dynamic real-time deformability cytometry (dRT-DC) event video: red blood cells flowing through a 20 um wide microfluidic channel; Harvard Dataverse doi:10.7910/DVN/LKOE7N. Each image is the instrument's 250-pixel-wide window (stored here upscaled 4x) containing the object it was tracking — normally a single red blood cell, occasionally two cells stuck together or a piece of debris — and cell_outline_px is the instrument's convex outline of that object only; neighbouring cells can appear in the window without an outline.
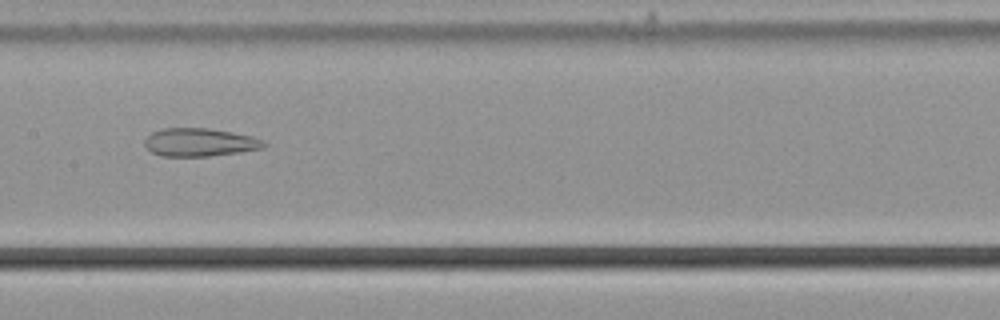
{"species": "common noctule bat (a hibernating species)", "species_latin": "Nyctalus noctula", "temperature_condition": "cold", "stored_images_in_passage": 49, "camera_frame_rate_fps": 3000, "um_per_image_px": 0.085, "animal": {"sex": "male", "body_mass_g": 21.5, "forearm_length_mm": 52.0}, "frame": {"image": 1, "passage_image": 28, "time_ms": 9.0, "image_size_px": [1000, 320], "cell_outline_px": [[268, 144], [264, 148], [240, 152], [208, 156], [160, 156], [152, 152], [144, 144], [144, 140], [152, 132], [160, 128], [208, 128], [232, 132], [252, 136], [264, 140]], "centroid_in_image_um": [16.99, 12.09], "position_along_channel_um": 190.4, "area_um2": 19.65}}
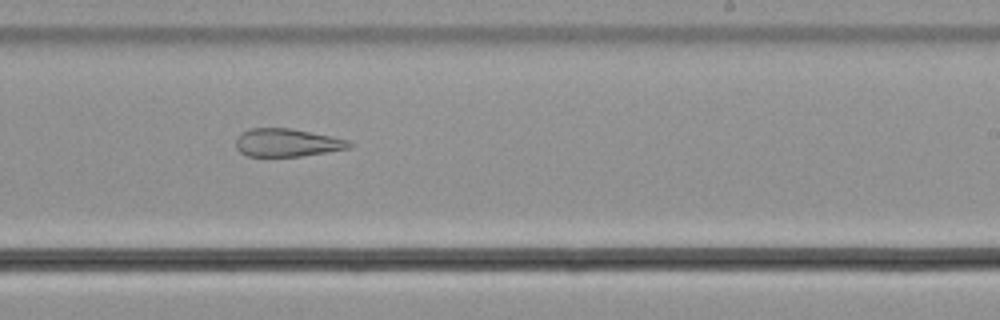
{"frame": {"image": 2, "passage_image": 34, "time_ms": 11.0, "image_size_px": [1000, 320], "cell_outline_px": [[352, 144], [348, 148], [300, 156], [248, 156], [240, 152], [236, 148], [236, 136], [240, 132], [252, 128], [292, 128], [332, 136], [348, 140]], "centroid_in_image_um": [24.35, 12.11], "position_along_channel_um": 264.7, "area_um2": 18.44}}
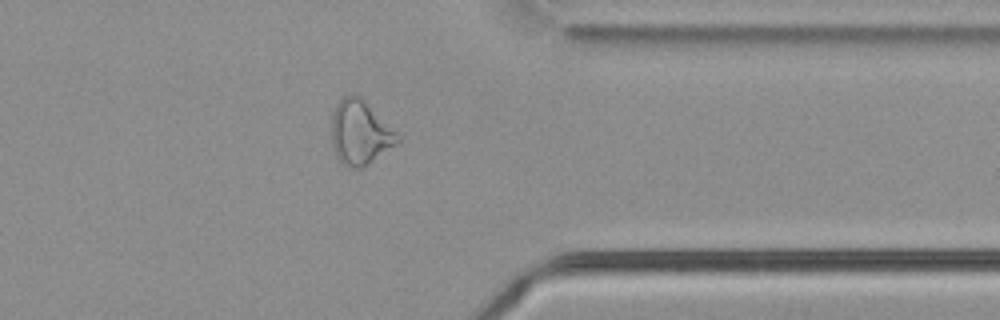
{"frame": {"image": 3, "passage_image": 44, "time_ms": 14.333, "image_size_px": [1000, 320], "cell_outline_px": [[400, 144], [360, 168], [348, 168], [336, 156], [332, 148], [332, 112], [336, 104], [344, 96], [352, 92], [356, 92], [400, 136]], "centroid_in_image_um": [30.6, 11.26], "position_along_channel_um": 380.8, "area_um2": 24.85}, "authors_computed_cell_mechanics": {"area_um2": 24.7962, "velocity_mm_per_s": 3.7226, "shape_relaxation_time_tau1_ms": null, "shape_relaxation_time_tau2_ms": 3.2594, "deformation_change_tau1": null, "deformation_change_tau2": 0.1358}}